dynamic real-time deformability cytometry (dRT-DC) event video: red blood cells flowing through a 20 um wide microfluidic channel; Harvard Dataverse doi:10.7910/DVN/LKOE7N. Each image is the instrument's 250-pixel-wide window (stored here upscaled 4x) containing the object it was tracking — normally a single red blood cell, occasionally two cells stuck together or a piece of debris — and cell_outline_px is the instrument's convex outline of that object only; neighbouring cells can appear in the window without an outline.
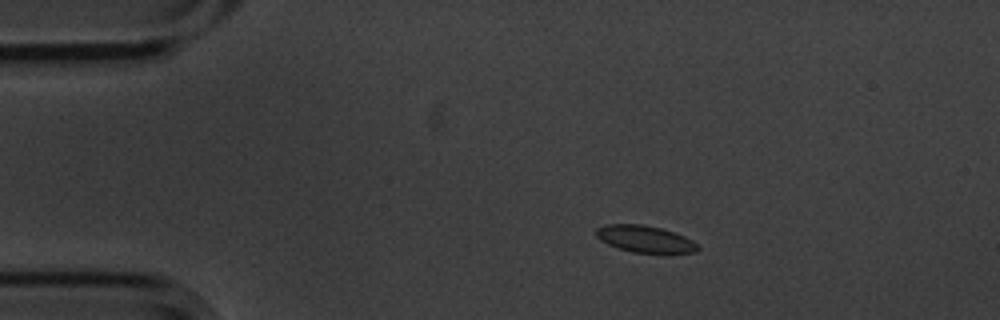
{"species": "common noctule bat (a hibernating species)", "species_latin": "Nyctalus noctula", "temperature_condition": "cold", "stored_images_in_passage": 3, "camera_frame_rate_fps": 3000, "um_per_image_px": 0.085, "animal": {"sex": "male", "body_mass_g": 20.1, "forearm_length_mm": 53.5}, "frame": {"image": 1, "passage_image": 2, "time_ms": 0.333, "image_size_px": [1000, 320], "cell_outline_px": [[700, 248], [696, 252], [632, 252], [616, 248], [600, 240], [596, 236], [596, 228], [608, 224], [644, 224], [660, 228], [684, 236], [692, 240]], "centroid_in_image_um": [54.78, 20.3], "position_along_channel_um": 30.2, "area_um2": 15.66}}